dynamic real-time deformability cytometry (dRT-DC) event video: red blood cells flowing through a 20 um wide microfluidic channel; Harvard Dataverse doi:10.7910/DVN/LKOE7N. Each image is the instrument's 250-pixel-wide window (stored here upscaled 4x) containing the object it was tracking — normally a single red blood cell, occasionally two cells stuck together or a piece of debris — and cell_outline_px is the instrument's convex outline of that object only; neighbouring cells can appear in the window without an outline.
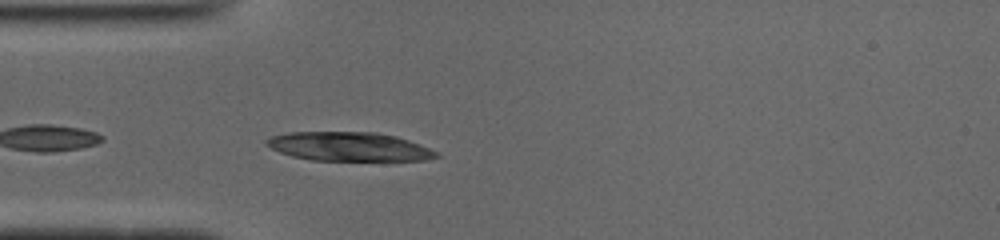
{"species": "common noctule bat (a hibernating species)", "species_latin": "Nyctalus noctula", "temperature_condition": "cold", "stored_images_in_passage": 17, "segment_of_instrument_passage": [1, 2], "camera_frame_rate_fps": 3000, "um_per_image_px": 0.085, "animal": {"sex": "male", "body_mass_g": 19.0, "forearm_length_mm": 50.8}, "frame": {"image": 1, "passage_image": 3, "time_ms": 0.667, "image_size_px": [1000, 240], "cell_outline_px": [[440, 156], [424, 160], [312, 160], [292, 156], [280, 152], [264, 144], [264, 140], [272, 136], [288, 132], [376, 132], [396, 136], [408, 140], [428, 148], [436, 152]], "centroid_in_image_um": [29.61, 12.45], "position_along_channel_um": 55.4, "area_um2": 28.38}}